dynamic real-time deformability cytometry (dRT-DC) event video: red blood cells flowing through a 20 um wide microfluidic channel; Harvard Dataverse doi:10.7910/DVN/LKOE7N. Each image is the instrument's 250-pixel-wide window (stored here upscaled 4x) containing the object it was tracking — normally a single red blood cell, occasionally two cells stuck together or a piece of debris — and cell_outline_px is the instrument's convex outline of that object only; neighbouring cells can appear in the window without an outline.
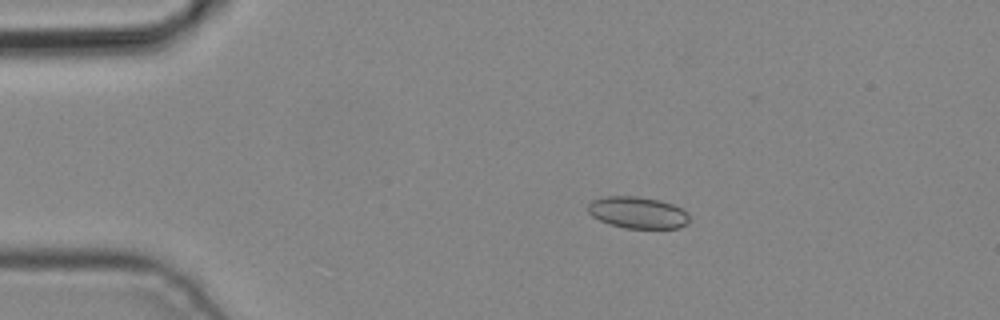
{"species": "common noctule bat (a hibernating species)", "species_latin": "Nyctalus noctula", "temperature_condition": "cold", "stored_images_in_passage": 4, "camera_frame_rate_fps": 3000, "um_per_image_px": 0.085, "animal": {"sex": "male", "body_mass_g": 19.2, "forearm_length_mm": 51.8}, "frame": {"image": 1, "passage_image": 2, "time_ms": 0.333, "image_size_px": [1000, 320], "cell_outline_px": [[688, 224], [680, 228], [624, 228], [608, 224], [592, 216], [588, 212], [588, 204], [592, 200], [608, 196], [636, 196], [660, 200], [672, 204], [688, 212]], "centroid_in_image_um": [54.21, 18.07], "position_along_channel_um": 30.8, "area_um2": 18.79}}